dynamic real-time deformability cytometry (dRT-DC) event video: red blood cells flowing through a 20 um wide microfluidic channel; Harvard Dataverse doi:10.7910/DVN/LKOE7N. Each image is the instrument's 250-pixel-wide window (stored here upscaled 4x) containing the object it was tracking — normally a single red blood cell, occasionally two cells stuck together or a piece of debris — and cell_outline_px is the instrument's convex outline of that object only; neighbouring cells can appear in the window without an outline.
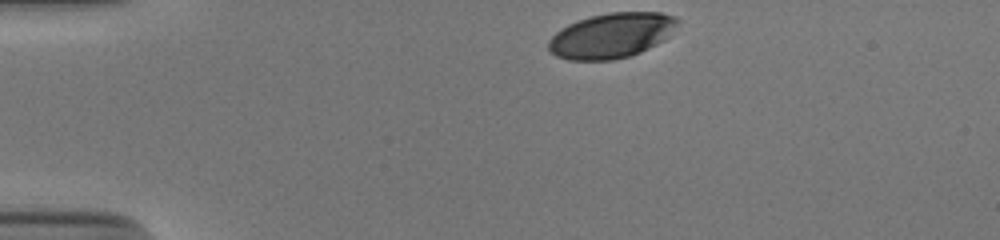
{"species": "human", "species_latin": "Homo sapiens", "temperature_condition": "cold", "stored_images_in_passage": 34, "camera_frame_rate_fps": 3000, "um_per_image_px": 0.085, "donor": {"sex": "male"}, "frame": {"image": 1, "passage_image": 1, "time_ms": 0.0, "image_size_px": [1000, 240], "cell_outline_px": [[680, 20], [668, 36], [664, 40], [640, 52], [628, 56], [612, 60], [568, 60], [556, 56], [548, 48], [548, 40], [560, 28], [576, 20], [608, 12], [660, 12], [676, 16]], "centroid_in_image_um": [51.96, 3.01], "position_along_channel_um": 33.0, "area_um2": 33.93}}
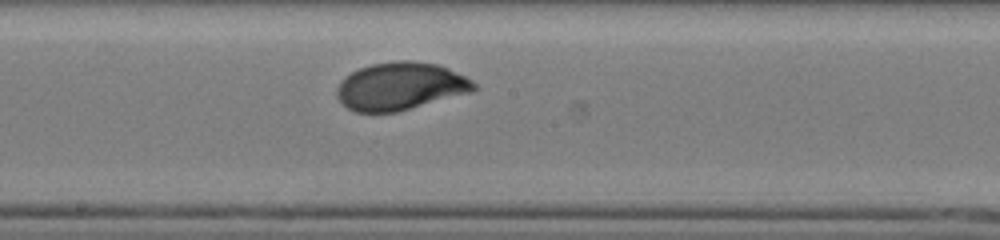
{"frame": {"image": 2, "passage_image": 20, "time_ms": 6.333, "image_size_px": [1000, 240], "cell_outline_px": [[480, 88], [476, 92], [396, 112], [356, 112], [348, 108], [336, 96], [336, 88], [340, 80], [352, 72], [360, 68], [372, 64], [400, 60], [408, 60], [436, 64], [448, 68], [472, 80]], "centroid_in_image_um": [34.08, 7.34], "position_along_channel_um": 214.1, "area_um2": 38.38}}
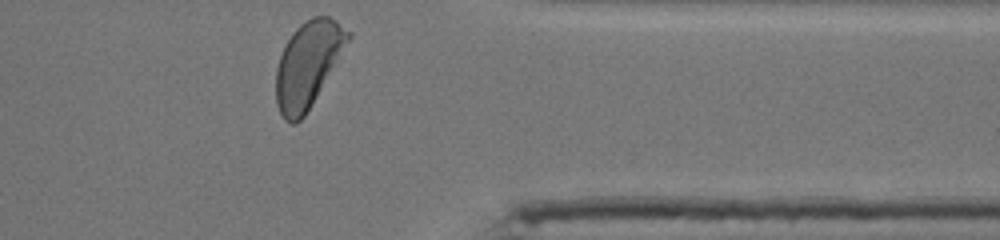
{"frame": {"image": 3, "passage_image": 34, "time_ms": 11.0, "image_size_px": [1000, 240], "cell_outline_px": [[352, 36], [304, 116], [296, 124], [292, 124], [284, 120], [276, 104], [276, 68], [280, 56], [292, 32], [304, 20], [312, 16], [328, 16], [336, 20], [352, 32]], "centroid_in_image_um": [26.17, 5.45], "position_along_channel_um": 385.2, "area_um2": 35.6}, "authors_computed_cell_mechanics": {"area_um2": 36.992, "velocity_mm_per_s": 3.8449, "shape_relaxation_time_tau1_ms": 2.2506, "shape_relaxation_time_tau2_ms": null, "deformation_change_tau1": 0.1467, "deformation_change_tau2": null}}